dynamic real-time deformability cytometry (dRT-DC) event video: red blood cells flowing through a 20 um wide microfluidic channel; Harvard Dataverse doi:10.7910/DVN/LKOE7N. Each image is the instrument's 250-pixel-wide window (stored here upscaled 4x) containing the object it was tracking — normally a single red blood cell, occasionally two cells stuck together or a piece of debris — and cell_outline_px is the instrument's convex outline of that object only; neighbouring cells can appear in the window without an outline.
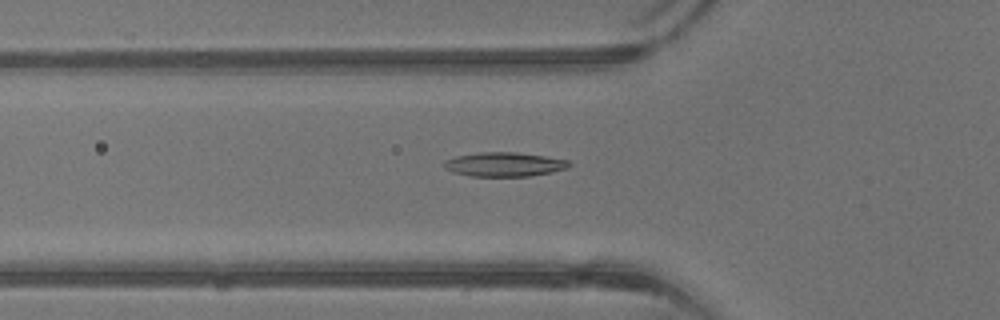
{"species": "common noctule bat (a hibernating species)", "species_latin": "Nyctalus noctula", "temperature_condition": "warm", "stored_images_in_passage": 28, "camera_frame_rate_fps": 3000, "um_per_image_px": 0.085, "animal": {"sex": "male", "body_mass_g": 13.3}, "frame": {"image": 1, "passage_image": 15, "time_ms": 4.667, "image_size_px": [1000, 320], "cell_outline_px": [[572, 164], [568, 168], [552, 172], [528, 176], [472, 176], [452, 172], [444, 168], [444, 160], [456, 156], [480, 152], [516, 152], [544, 156], [568, 160]], "centroid_in_image_um": [42.86, 13.97], "position_along_channel_um": 82.9, "area_um2": 17.63}}
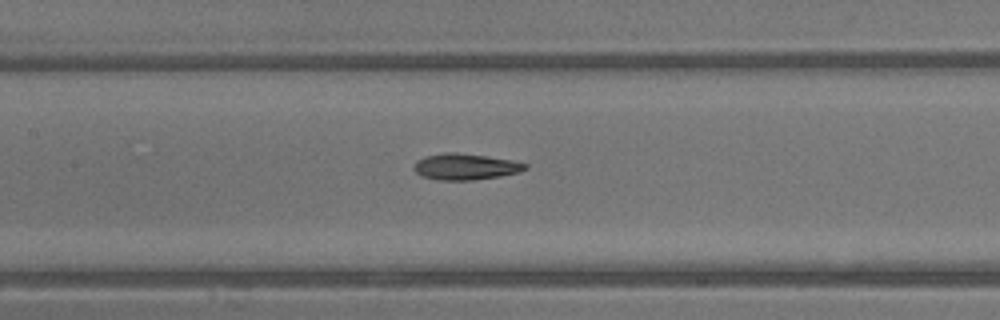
{"frame": {"image": 2, "passage_image": 20, "time_ms": 6.333, "image_size_px": [1000, 320], "cell_outline_px": [[528, 168], [520, 172], [500, 176], [472, 180], [436, 180], [420, 176], [412, 168], [412, 164], [416, 160], [424, 156], [444, 152], [456, 152], [488, 156], [512, 160], [528, 164]], "centroid_in_image_um": [39.51, 14.16], "position_along_channel_um": 167.9, "area_um2": 17.34}}
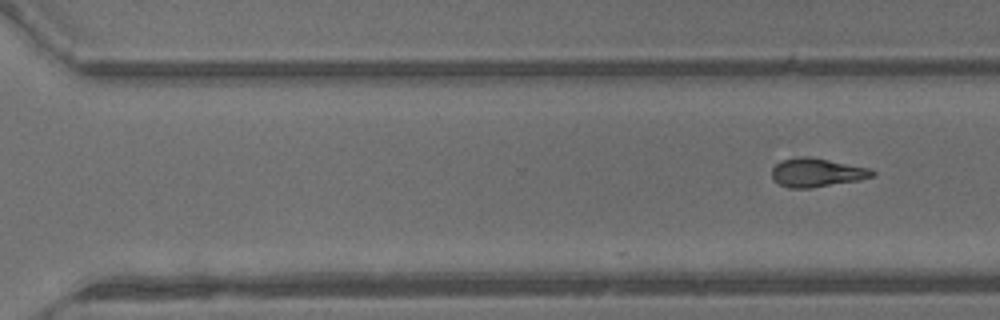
{"frame": {"image": 3, "passage_image": 28, "time_ms": 9.0, "image_size_px": [1000, 320], "cell_outline_px": [[876, 172], [872, 176], [860, 180], [812, 188], [788, 188], [772, 180], [772, 168], [780, 160], [800, 156], [808, 156], [872, 168]], "centroid_in_image_um": [69.42, 14.66], "position_along_channel_um": 301.2, "area_um2": 16.99}}